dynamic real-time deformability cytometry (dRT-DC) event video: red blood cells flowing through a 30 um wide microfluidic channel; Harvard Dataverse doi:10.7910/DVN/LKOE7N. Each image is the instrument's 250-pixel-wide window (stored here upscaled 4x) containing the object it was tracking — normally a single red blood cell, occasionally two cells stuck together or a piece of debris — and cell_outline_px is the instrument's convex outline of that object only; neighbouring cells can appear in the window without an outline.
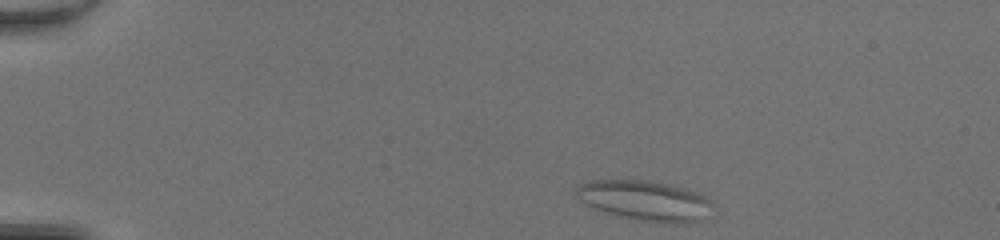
{"species": "common noctule bat (a hibernating species)", "species_latin": "Nyctalus noctula", "temperature_condition": "room temperature", "stored_images_in_passage": 41, "camera_frame_rate_fps": 3000, "um_per_image_px": 0.085, "animal": {"sex": "female", "body_mass_g": 20.0, "forearm_length_mm": 54.0}, "frame": {"image": 1, "passage_image": 1, "time_ms": 0.0, "image_size_px": [1000, 240], "cell_outline_px": [[716, 204], [696, 220], [644, 220], [608, 212], [596, 208], [588, 204], [576, 196], [576, 188], [580, 184], [592, 180], [648, 180], [668, 184], [700, 192], [708, 196]], "centroid_in_image_um": [54.82, 16.96], "position_along_channel_um": 30.2, "area_um2": 30.4}}
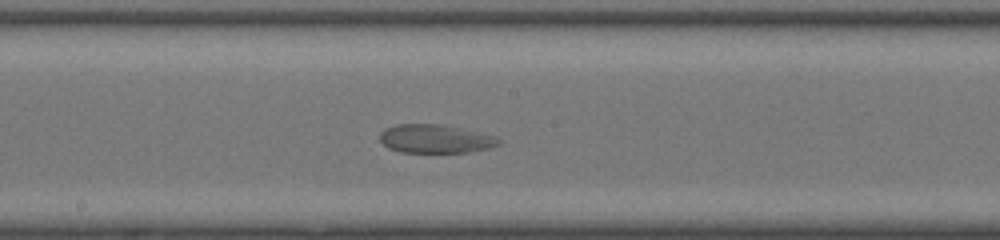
{"frame": {"image": 2, "passage_image": 20, "time_ms": 6.333, "image_size_px": [1000, 240], "cell_outline_px": [[500, 144], [488, 148], [468, 152], [400, 152], [388, 148], [380, 140], [380, 132], [384, 128], [396, 124], [436, 124], [496, 136], [500, 140]], "centroid_in_image_um": [36.95, 11.8], "position_along_channel_um": 211.3, "area_um2": 19.48}}
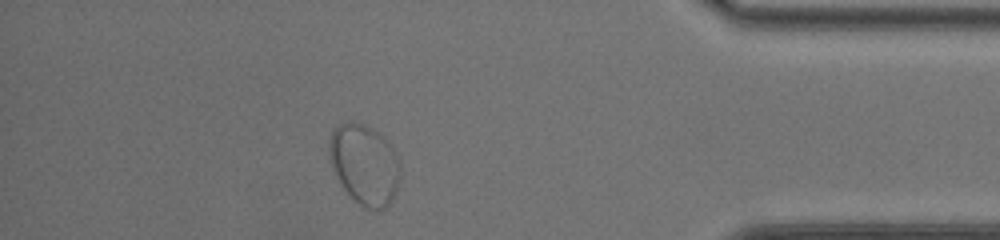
{"frame": {"image": 3, "passage_image": 36, "time_ms": 11.667, "image_size_px": [1000, 240], "cell_outline_px": [[400, 176], [396, 192], [388, 204], [384, 208], [364, 208], [340, 184], [332, 168], [328, 148], [328, 144], [332, 128], [344, 120], [348, 120], [364, 124], [372, 128], [392, 148], [400, 164]], "centroid_in_image_um": [30.94, 13.93], "position_along_channel_um": 404.3, "area_um2": 33.0}}